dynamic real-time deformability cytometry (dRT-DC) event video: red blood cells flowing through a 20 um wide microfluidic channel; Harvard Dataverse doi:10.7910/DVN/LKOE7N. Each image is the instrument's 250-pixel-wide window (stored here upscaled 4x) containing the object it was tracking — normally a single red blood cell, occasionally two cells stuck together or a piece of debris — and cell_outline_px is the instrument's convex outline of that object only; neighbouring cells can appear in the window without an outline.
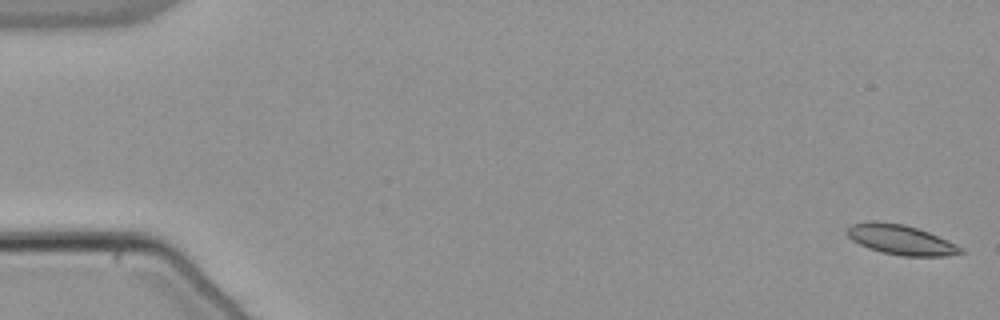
{"species": "common noctule bat (a hibernating species)", "species_latin": "Nyctalus noctula", "temperature_condition": "warm", "stored_images_in_passage": 56, "camera_frame_rate_fps": 3000, "um_per_image_px": 0.085, "animal": {"sex": "male", "body_mass_g": 21.5, "forearm_length_mm": 52.0}, "frame": {"image": 1, "passage_image": 1, "time_ms": 0.0, "image_size_px": [1000, 320], "cell_outline_px": [[968, 252], [944, 256], [900, 256], [868, 248], [852, 240], [848, 236], [848, 228], [852, 224], [872, 220], [904, 224], [928, 232], [956, 244], [964, 248]], "centroid_in_image_um": [76.6, 20.38], "position_along_channel_um": 8.4, "area_um2": 19.71}}
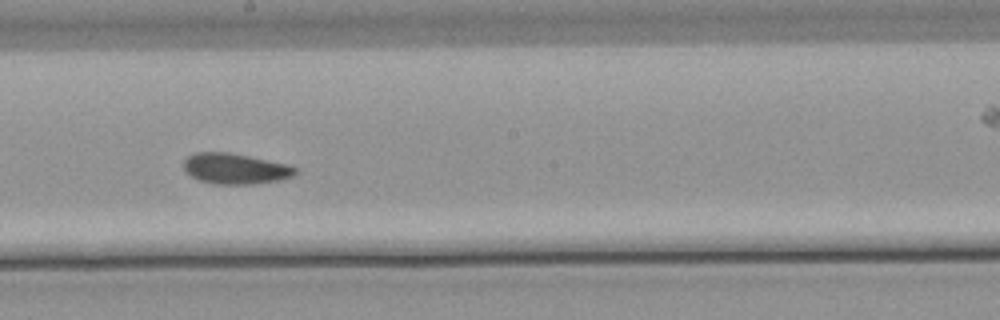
{"frame": {"image": 2, "passage_image": 31, "time_ms": 10.0, "image_size_px": [1000, 320], "cell_outline_px": [[300, 172], [292, 176], [280, 180], [252, 184], [212, 184], [200, 180], [192, 176], [184, 168], [184, 160], [188, 156], [196, 152], [228, 152], [288, 164], [300, 168]], "centroid_in_image_um": [20.06, 14.34], "position_along_channel_um": 228.1, "area_um2": 20.0}}
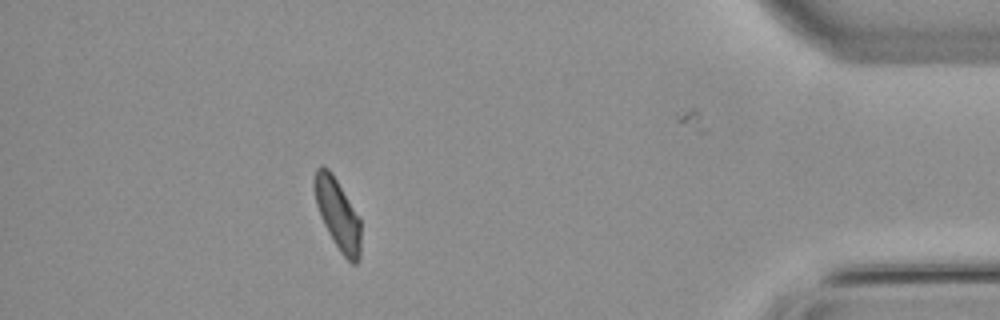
{"frame": {"image": 3, "passage_image": 49, "time_ms": 16.0, "image_size_px": [1000, 320], "cell_outline_px": [[360, 256], [356, 264], [352, 264], [340, 252], [332, 240], [320, 216], [316, 204], [312, 180], [316, 168], [320, 164], [328, 168], [332, 172], [360, 220]], "centroid_in_image_um": [28.66, 18.17], "position_along_channel_um": 406.5, "area_um2": 19.13}, "authors_computed_cell_mechanics": {"area_um2": 19.652, "velocity_mm_per_s": 3.7942, "shape_relaxation_time_tau1_ms": null, "shape_relaxation_time_tau2_ms": 5.5403, "deformation_change_tau1": null, "deformation_change_tau2": 0.108}}